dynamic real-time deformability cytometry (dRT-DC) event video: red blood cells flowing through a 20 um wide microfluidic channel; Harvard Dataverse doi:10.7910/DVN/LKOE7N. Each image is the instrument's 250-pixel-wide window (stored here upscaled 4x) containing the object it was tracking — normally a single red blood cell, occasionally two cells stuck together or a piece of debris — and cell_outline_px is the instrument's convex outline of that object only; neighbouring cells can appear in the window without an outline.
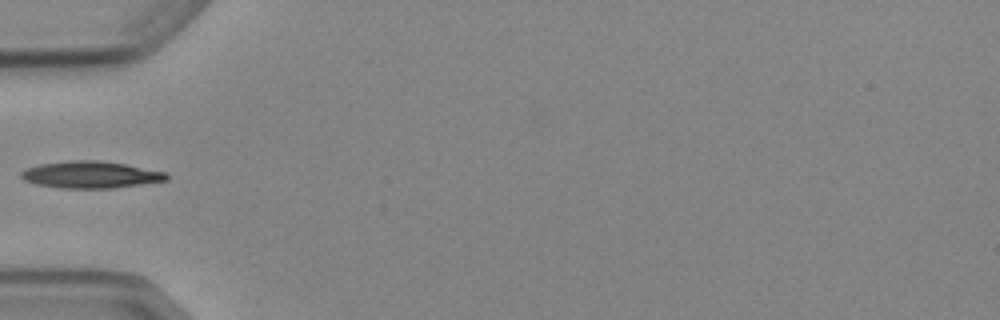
{"species": "Egyptian fruit bat (a non-hibernating species)", "species_latin": "Rousettus aegyptiacus", "temperature_condition": "cold", "stored_images_in_passage": 5, "camera_frame_rate_fps": 3000, "um_per_image_px": 0.085, "animal": {"sex": "female"}, "frame": {"image": 1, "passage_image": 5, "time_ms": 5.667, "image_size_px": [1000, 320], "cell_outline_px": [[168, 180], [112, 188], [60, 188], [36, 184], [24, 180], [20, 176], [20, 172], [24, 168], [40, 164], [72, 160], [100, 160], [124, 164], [168, 172]], "centroid_in_image_um": [7.68, 14.84], "position_along_channel_um": 77.3, "area_um2": 22.83}}